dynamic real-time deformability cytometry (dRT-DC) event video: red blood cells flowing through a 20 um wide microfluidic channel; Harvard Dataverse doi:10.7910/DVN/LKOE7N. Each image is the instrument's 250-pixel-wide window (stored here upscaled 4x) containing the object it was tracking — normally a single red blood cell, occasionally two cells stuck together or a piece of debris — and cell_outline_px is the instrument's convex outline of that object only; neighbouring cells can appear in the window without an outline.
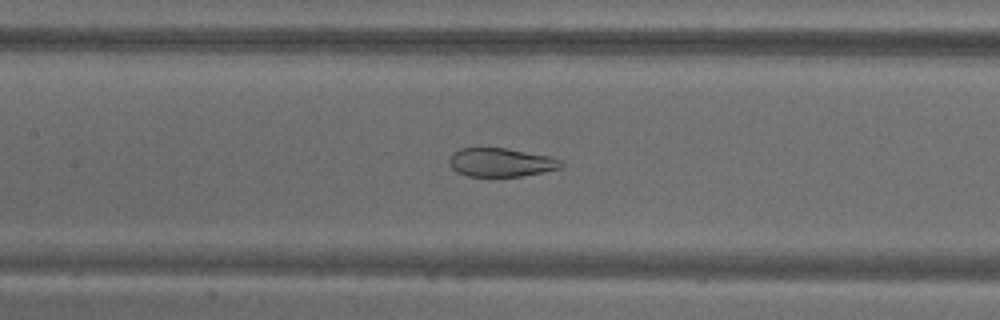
{"species": "common noctule bat (a hibernating species)", "species_latin": "Nyctalus noctula", "temperature_condition": "warm", "stored_images_in_passage": 72, "camera_frame_rate_fps": 3000, "um_per_image_px": 0.085, "animal": {"sex": "male", "body_mass_g": 18.8}, "frame": {"image": 1, "passage_image": 34, "time_ms": 11.0, "image_size_px": [1000, 320], "cell_outline_px": [[564, 164], [560, 168], [520, 176], [468, 176], [456, 172], [448, 164], [448, 160], [452, 152], [460, 148], [504, 148], [552, 156], [564, 160]], "centroid_in_image_um": [42.57, 13.79], "position_along_channel_um": 164.8, "area_um2": 18.79}}
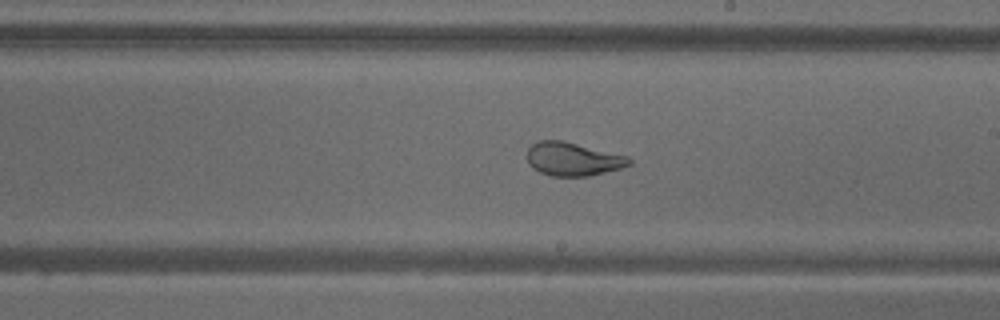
{"frame": {"image": 2, "passage_image": 42, "time_ms": 13.667, "image_size_px": [1000, 320], "cell_outline_px": [[632, 164], [620, 168], [588, 176], [552, 176], [540, 172], [532, 168], [528, 164], [528, 148], [536, 140], [560, 140], [628, 156], [632, 160]], "centroid_in_image_um": [48.67, 13.52], "position_along_channel_um": 240.3, "area_um2": 19.77}}
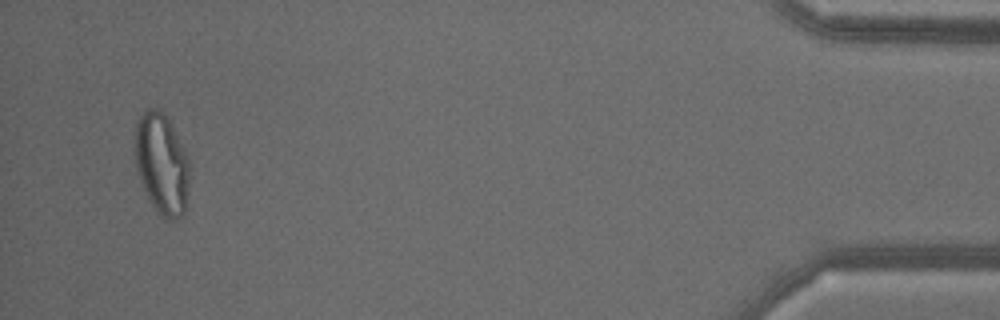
{"frame": {"image": 3, "passage_image": 69, "time_ms": 22.667, "image_size_px": [1000, 320], "cell_outline_px": [[188, 192], [184, 216], [176, 220], [164, 220], [156, 212], [144, 192], [136, 168], [136, 120], [144, 108], [156, 108], [164, 112], [172, 124], [184, 148], [188, 160]], "centroid_in_image_um": [13.75, 13.95], "position_along_channel_um": 421.5, "area_um2": 32.6}}